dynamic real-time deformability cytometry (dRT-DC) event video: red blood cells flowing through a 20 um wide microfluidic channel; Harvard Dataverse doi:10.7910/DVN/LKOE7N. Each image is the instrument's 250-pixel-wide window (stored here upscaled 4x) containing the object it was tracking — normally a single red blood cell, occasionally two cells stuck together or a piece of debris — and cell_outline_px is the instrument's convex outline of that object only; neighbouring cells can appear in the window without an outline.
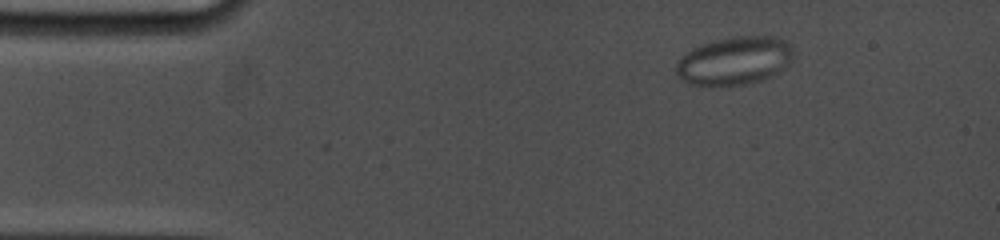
{"species": "common noctule bat (a hibernating species)", "species_latin": "Nyctalus noctula", "temperature_condition": "cold", "stored_images_in_passage": 8, "camera_frame_rate_fps": 5000, "um_per_image_px": 0.085, "animal": {"sex": "female", "body_mass_g": 19.0, "forearm_length_mm": 53.3}, "frame": {"image": 1, "passage_image": 3, "time_ms": 2.0, "image_size_px": [1000, 240], "cell_outline_px": [[792, 56], [788, 64], [780, 72], [760, 80], [744, 84], [688, 84], [676, 76], [676, 64], [692, 48], [716, 40], [736, 36], [776, 36], [792, 44]], "centroid_in_image_um": [62.46, 5.14], "position_along_channel_um": 22.5, "area_um2": 32.43}}
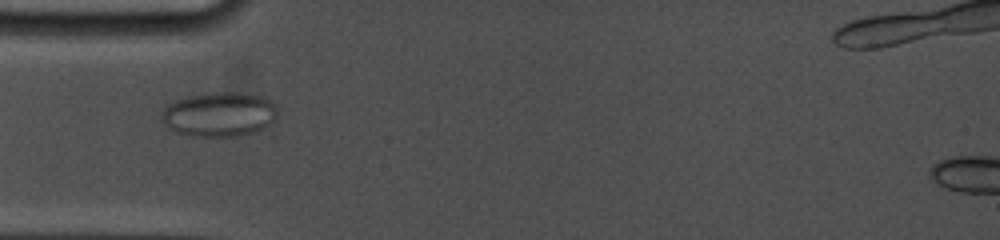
{"frame": {"image": 2, "passage_image": 7, "time_ms": 5.2, "image_size_px": [1000, 240], "cell_outline_px": [[276, 116], [268, 124], [252, 132], [232, 136], [192, 136], [176, 132], [168, 128], [160, 120], [160, 112], [168, 104], [176, 100], [188, 96], [216, 92], [236, 92], [264, 96], [272, 100], [276, 104]], "centroid_in_image_um": [18.59, 9.7], "position_along_channel_um": 66.4, "area_um2": 30.0}}